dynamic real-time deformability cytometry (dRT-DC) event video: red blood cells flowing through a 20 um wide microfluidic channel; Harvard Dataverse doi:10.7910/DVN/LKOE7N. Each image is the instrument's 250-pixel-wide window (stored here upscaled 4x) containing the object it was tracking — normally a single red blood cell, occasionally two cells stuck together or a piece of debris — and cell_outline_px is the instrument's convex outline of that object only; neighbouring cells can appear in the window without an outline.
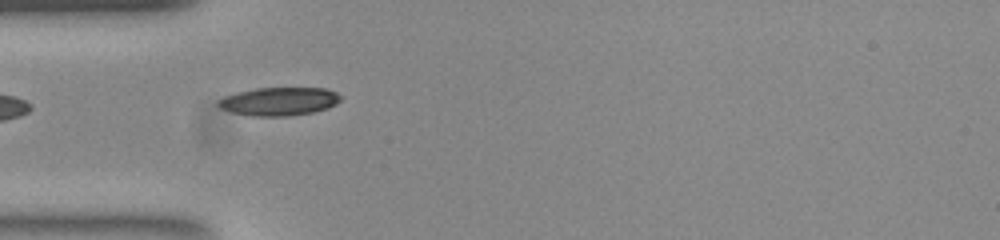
{"species": "common noctule bat (a hibernating species)", "species_latin": "Nyctalus noctula", "temperature_condition": "room temperature", "stored_images_in_passage": 23, "camera_frame_rate_fps": 3000, "um_per_image_px": 0.085, "animal": {"sex": "female", "body_mass_g": 23.0, "forearm_length_mm": 53.4}, "frame": {"image": 1, "passage_image": 1, "time_ms": 0.0, "image_size_px": [1000, 240], "cell_outline_px": [[344, 96], [336, 104], [328, 108], [312, 112], [288, 116], [252, 116], [232, 112], [220, 108], [216, 104], [224, 96], [236, 92], [256, 88], [324, 88], [336, 92]], "centroid_in_image_um": [23.74, 8.61], "position_along_channel_um": 61.3, "area_um2": 20.23}}
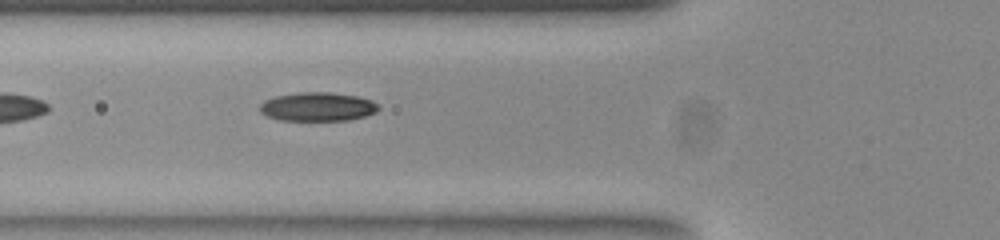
{"frame": {"image": 2, "passage_image": 4, "time_ms": 1.0, "image_size_px": [1000, 240], "cell_outline_px": [[380, 108], [376, 112], [364, 116], [348, 120], [280, 120], [268, 116], [260, 112], [260, 104], [264, 100], [276, 96], [300, 92], [332, 92], [356, 96], [372, 100], [380, 104]], "centroid_in_image_um": [27.02, 9.06], "position_along_channel_um": 98.8, "area_um2": 19.94}}
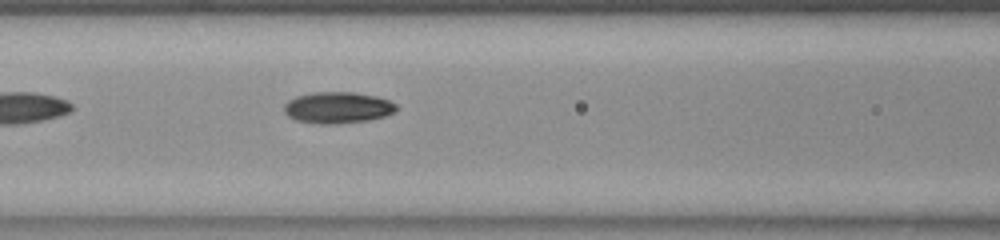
{"frame": {"image": 3, "passage_image": 7, "time_ms": 2.0, "image_size_px": [1000, 240], "cell_outline_px": [[400, 108], [396, 112], [384, 116], [368, 120], [336, 124], [320, 124], [296, 120], [288, 116], [284, 112], [284, 104], [288, 100], [296, 96], [312, 92], [356, 92], [376, 96], [388, 100], [396, 104]], "centroid_in_image_um": [28.71, 9.14], "position_along_channel_um": 137.9, "area_um2": 20.75}}